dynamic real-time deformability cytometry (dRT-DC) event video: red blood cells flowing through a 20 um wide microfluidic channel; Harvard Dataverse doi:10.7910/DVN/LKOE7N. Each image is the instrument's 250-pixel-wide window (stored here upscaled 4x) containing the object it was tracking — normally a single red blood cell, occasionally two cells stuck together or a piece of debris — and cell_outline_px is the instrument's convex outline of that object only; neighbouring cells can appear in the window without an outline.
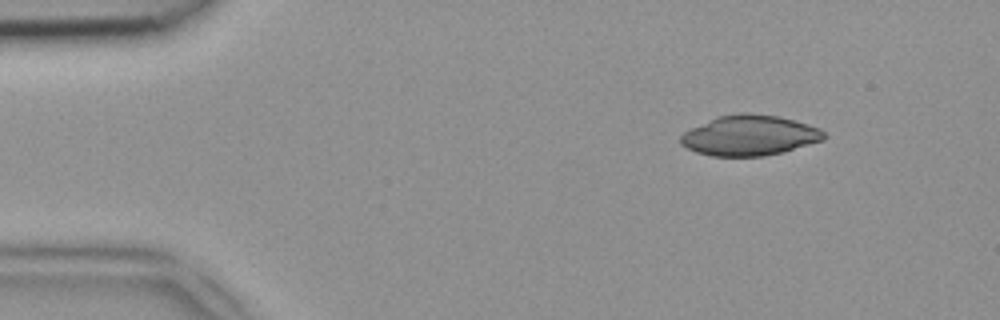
{"species": "common noctule bat (a hibernating species)", "species_latin": "Nyctalus noctula", "temperature_condition": "room temperature", "stored_images_in_passage": 48, "camera_frame_rate_fps": 3000, "um_per_image_px": 0.085, "animal": {"sex": "female", "body_mass_g": 18.4}, "frame": {"image": 1, "passage_image": 6, "time_ms": 1.667, "image_size_px": [1000, 320], "cell_outline_px": [[828, 136], [824, 140], [784, 152], [764, 156], [712, 156], [696, 152], [680, 144], [680, 136], [684, 132], [716, 116], [740, 112], [748, 112], [780, 116], [808, 124], [820, 128]], "centroid_in_image_um": [63.74, 11.5], "position_along_channel_um": 21.3, "area_um2": 33.99}}